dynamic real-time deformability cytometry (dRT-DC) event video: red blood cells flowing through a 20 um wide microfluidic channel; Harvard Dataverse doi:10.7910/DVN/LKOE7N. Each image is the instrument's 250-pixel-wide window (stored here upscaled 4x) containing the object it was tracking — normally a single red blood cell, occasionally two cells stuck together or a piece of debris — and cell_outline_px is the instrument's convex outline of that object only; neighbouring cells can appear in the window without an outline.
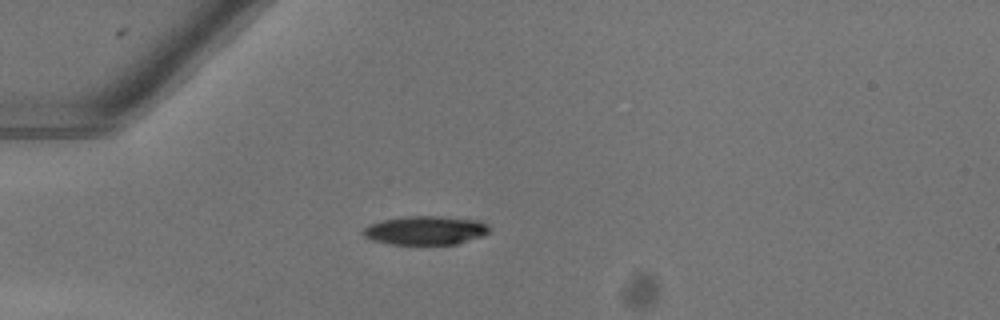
{"species": "common noctule bat (a hibernating species)", "species_latin": "Nyctalus noctula", "temperature_condition": "warm", "stored_images_in_passage": 43, "camera_frame_rate_fps": 3000, "um_per_image_px": 0.085, "animal": {"sex": "female"}, "frame": {"image": 1, "passage_image": 6, "time_ms": 1.667, "image_size_px": [1000, 320], "cell_outline_px": [[488, 232], [480, 236], [456, 244], [388, 244], [372, 240], [364, 236], [360, 232], [368, 224], [380, 220], [404, 216], [440, 216], [480, 220], [488, 224]], "centroid_in_image_um": [36.1, 19.57], "position_along_channel_um": 48.9, "area_um2": 21.27}}
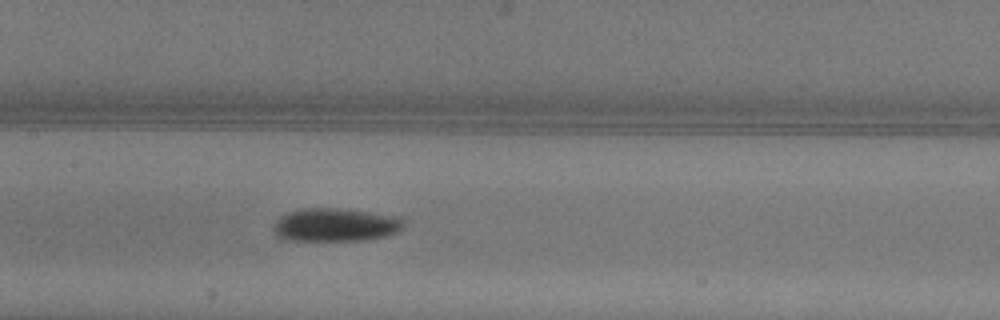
{"frame": {"image": 2, "passage_image": 17, "time_ms": 5.333, "image_size_px": [1000, 320], "cell_outline_px": [[404, 224], [396, 232], [384, 236], [364, 240], [292, 240], [280, 236], [272, 228], [276, 220], [288, 212], [308, 208], [336, 208], [400, 216], [404, 220]], "centroid_in_image_um": [28.54, 19.1], "position_along_channel_um": 178.9, "area_um2": 24.8}}
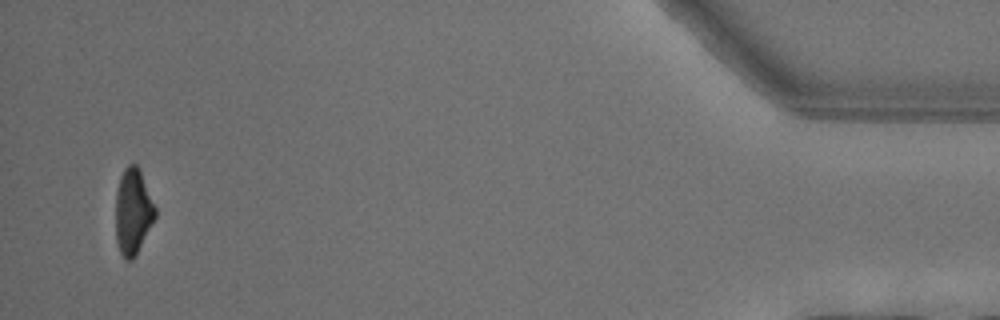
{"frame": {"image": 3, "passage_image": 41, "time_ms": 13.333, "image_size_px": [1000, 320], "cell_outline_px": [[156, 216], [132, 260], [124, 260], [120, 252], [116, 240], [116, 192], [120, 176], [124, 168], [128, 164], [136, 164], [140, 168], [156, 208]], "centroid_in_image_um": [11.29, 17.94], "position_along_channel_um": 423.9, "area_um2": 19.71}, "authors_computed_cell_mechanics": {"area_um2": 22.0796, "velocity_mm_per_s": 4.0749, "shape_relaxation_time_tau1_ms": 4.1349, "shape_relaxation_time_tau2_ms": null, "deformation_change_tau1": 0.155, "deformation_change_tau2": null}}